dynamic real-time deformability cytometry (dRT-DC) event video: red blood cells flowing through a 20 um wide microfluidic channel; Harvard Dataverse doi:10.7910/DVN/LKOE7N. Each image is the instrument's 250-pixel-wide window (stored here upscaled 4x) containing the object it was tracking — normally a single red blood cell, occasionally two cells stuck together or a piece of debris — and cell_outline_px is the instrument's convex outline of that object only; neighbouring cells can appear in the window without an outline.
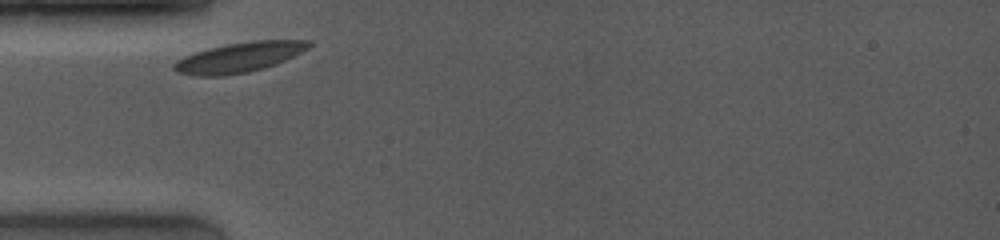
{"species": "common noctule bat (a hibernating species)", "species_latin": "Nyctalus noctula", "temperature_condition": "room temperature", "stored_images_in_passage": 10, "camera_frame_rate_fps": 4000, "um_per_image_px": 0.085, "animal": {"sex": "female", "body_mass_g": 19.0, "forearm_length_mm": 53.3}, "frame": {"image": 1, "passage_image": 1, "time_ms": 0.0, "image_size_px": [1000, 240], "cell_outline_px": [[312, 44], [308, 48], [276, 64], [264, 68], [248, 72], [224, 76], [196, 76], [176, 72], [172, 68], [172, 64], [176, 60], [184, 56], [208, 48], [228, 44], [252, 40], [312, 40]], "centroid_in_image_um": [20.3, 4.88], "position_along_channel_um": 64.7, "area_um2": 23.58}}
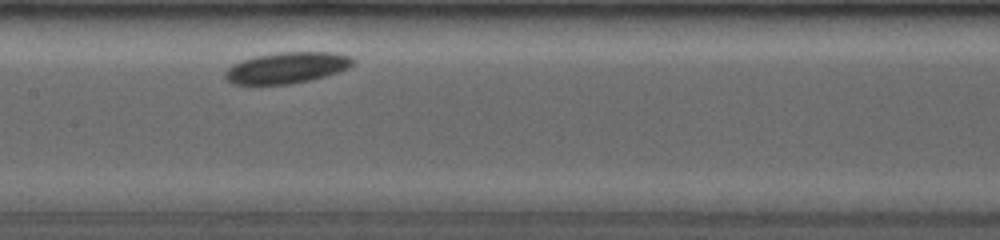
{"frame": {"image": 2, "passage_image": 9, "time_ms": 3.25, "image_size_px": [1000, 240], "cell_outline_px": [[356, 64], [348, 68], [324, 76], [292, 84], [232, 84], [224, 76], [224, 72], [232, 64], [240, 60], [256, 56], [276, 52], [336, 52], [352, 56], [356, 60]], "centroid_in_image_um": [24.4, 5.74], "position_along_channel_um": 183.0, "area_um2": 23.35}}